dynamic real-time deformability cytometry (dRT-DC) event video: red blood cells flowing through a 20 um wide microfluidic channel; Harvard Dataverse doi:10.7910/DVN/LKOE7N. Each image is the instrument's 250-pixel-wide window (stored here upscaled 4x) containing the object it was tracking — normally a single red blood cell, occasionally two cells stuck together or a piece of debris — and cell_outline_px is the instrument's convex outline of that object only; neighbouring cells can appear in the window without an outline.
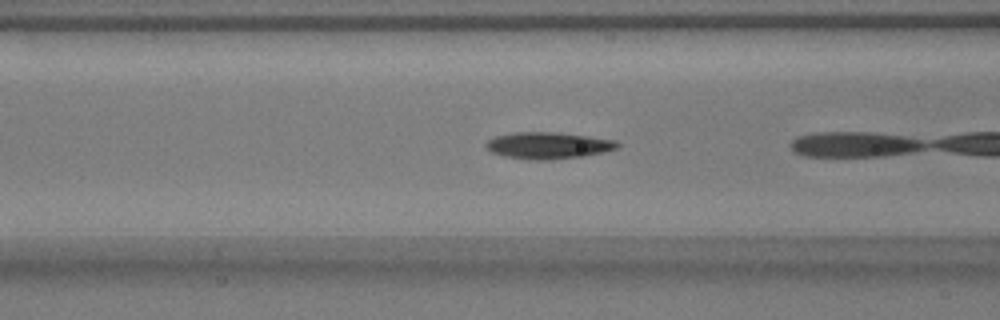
{"species": "common noctule bat (a hibernating species)", "species_latin": "Nyctalus noctula", "temperature_condition": "warm", "stored_images_in_passage": 9, "camera_frame_rate_fps": 3000, "um_per_image_px": 0.085, "animal": {"sex": "male", "body_mass_g": 17.9}, "frame": {"image": 1, "passage_image": 4, "time_ms": 1.0, "image_size_px": [1000, 320], "cell_outline_px": [[620, 144], [616, 148], [604, 152], [584, 156], [548, 160], [528, 160], [504, 156], [492, 152], [484, 144], [488, 140], [496, 136], [512, 132], [556, 132], [588, 136], [616, 140]], "centroid_in_image_um": [46.59, 12.36], "position_along_channel_um": 120.0, "area_um2": 20.46}}